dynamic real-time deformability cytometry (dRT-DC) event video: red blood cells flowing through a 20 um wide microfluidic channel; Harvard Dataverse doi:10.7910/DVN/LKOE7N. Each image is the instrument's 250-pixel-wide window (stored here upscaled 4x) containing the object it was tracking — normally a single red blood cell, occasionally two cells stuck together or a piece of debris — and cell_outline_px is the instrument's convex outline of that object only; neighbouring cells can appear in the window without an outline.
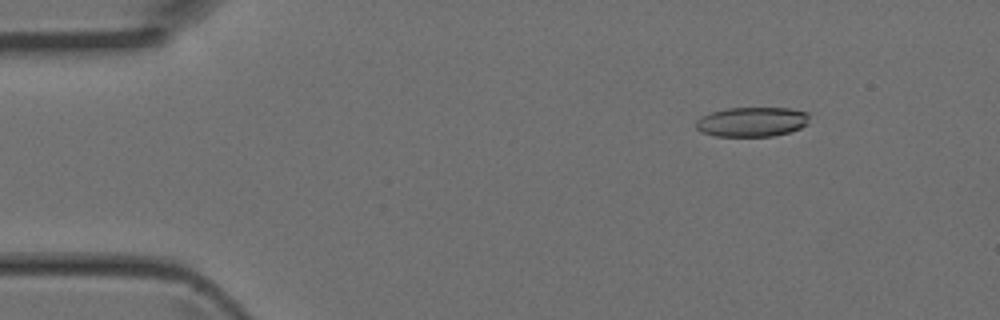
{"species": "Egyptian fruit bat (a non-hibernating species)", "species_latin": "Rousettus aegyptiacus", "temperature_condition": "room temperature", "stored_images_in_passage": 4, "camera_frame_rate_fps": 3000, "um_per_image_px": 0.085, "animal": {"sex": "female"}, "frame": {"image": 1, "passage_image": 2, "time_ms": 0.333, "image_size_px": [1000, 320], "cell_outline_px": [[808, 124], [800, 128], [788, 132], [772, 136], [716, 136], [700, 132], [696, 128], [696, 120], [700, 116], [712, 112], [728, 108], [788, 108], [808, 112]], "centroid_in_image_um": [63.9, 10.35], "position_along_channel_um": 21.1, "area_um2": 19.59}}
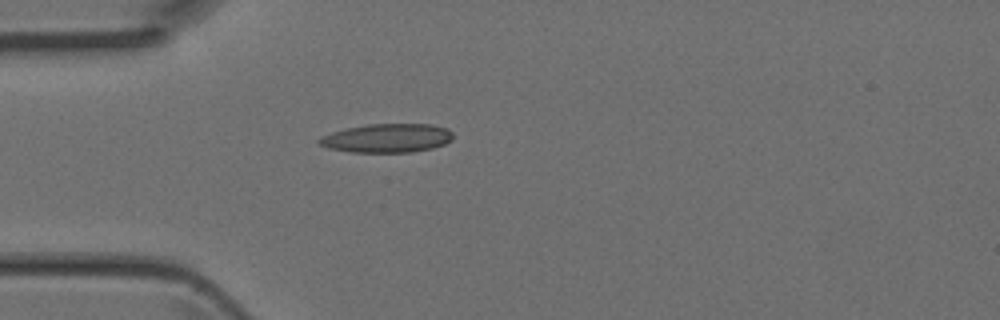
{"frame": {"image": 2, "passage_image": 4, "time_ms": 1.0, "image_size_px": [1000, 320], "cell_outline_px": [[452, 140], [444, 144], [432, 148], [412, 152], [348, 152], [328, 148], [320, 144], [316, 140], [320, 136], [344, 128], [368, 124], [432, 124], [448, 128], [452, 132]], "centroid_in_image_um": [32.88, 11.73], "position_along_channel_um": 52.1, "area_um2": 22.66}}